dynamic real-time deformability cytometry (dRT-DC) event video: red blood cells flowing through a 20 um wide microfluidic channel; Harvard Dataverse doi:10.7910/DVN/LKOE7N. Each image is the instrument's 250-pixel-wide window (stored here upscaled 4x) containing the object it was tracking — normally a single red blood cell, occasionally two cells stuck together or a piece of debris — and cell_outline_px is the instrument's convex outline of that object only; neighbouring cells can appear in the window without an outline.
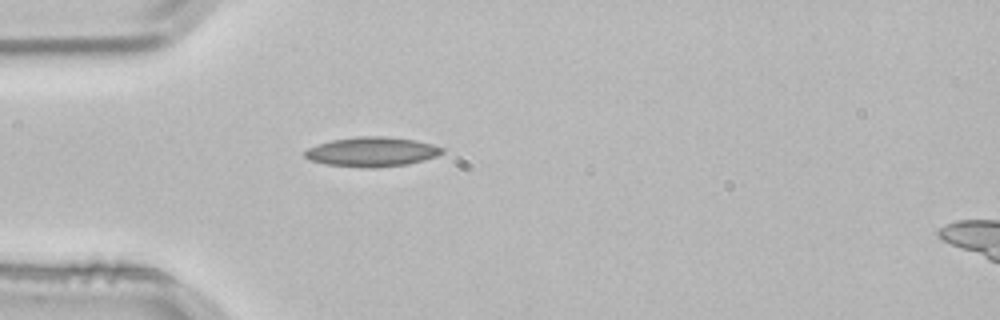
{"species": "common noctule bat (a hibernating species)", "species_latin": "Nyctalus noctula", "temperature_condition": "room temperature", "stored_images_in_passage": 2, "camera_frame_rate_fps": 3000, "um_per_image_px": 0.085, "animal": {"sex": "male", "body_mass_g": 21.5, "forearm_length_mm": 52.0}, "frame": {"image": 1, "passage_image": 2, "time_ms": 0.333, "image_size_px": [1000, 320], "cell_outline_px": [[444, 152], [436, 156], [424, 160], [408, 164], [372, 168], [360, 168], [324, 164], [308, 160], [304, 156], [304, 152], [308, 148], [316, 144], [332, 140], [356, 136], [384, 136], [416, 140], [432, 144], [444, 148]], "centroid_in_image_um": [31.58, 12.91], "position_along_channel_um": 53.4, "area_um2": 23.93}}